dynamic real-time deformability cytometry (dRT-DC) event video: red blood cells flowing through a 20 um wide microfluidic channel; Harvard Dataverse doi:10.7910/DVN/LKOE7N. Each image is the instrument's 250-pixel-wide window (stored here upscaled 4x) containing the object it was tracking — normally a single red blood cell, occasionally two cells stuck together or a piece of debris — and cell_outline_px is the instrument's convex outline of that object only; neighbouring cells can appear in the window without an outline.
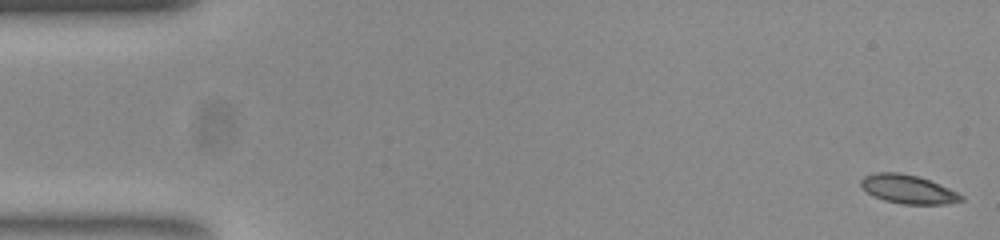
{"species": "common noctule bat (a hibernating species)", "species_latin": "Nyctalus noctula", "temperature_condition": "room temperature", "stored_images_in_passage": 53, "camera_frame_rate_fps": 3000, "um_per_image_px": 0.085, "animal": {"sex": "female", "body_mass_g": 23.0, "forearm_length_mm": 53.4}, "frame": {"image": 1, "passage_image": 1, "time_ms": 0.0, "image_size_px": [1000, 240], "cell_outline_px": [[964, 200], [948, 204], [904, 204], [884, 200], [872, 196], [860, 184], [860, 180], [864, 176], [876, 172], [900, 172], [916, 176], [940, 184], [964, 196]], "centroid_in_image_um": [77.18, 16.08], "position_along_channel_um": 7.8, "area_um2": 16.7}}
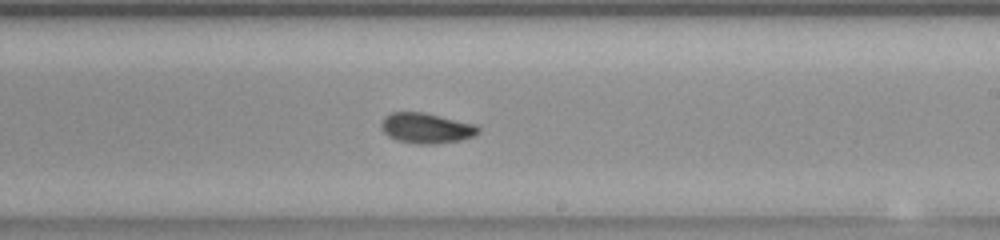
{"frame": {"image": 2, "passage_image": 31, "time_ms": 10.0, "image_size_px": [1000, 240], "cell_outline_px": [[480, 132], [472, 136], [460, 140], [432, 144], [420, 144], [396, 140], [388, 136], [380, 128], [380, 124], [384, 116], [392, 112], [424, 112], [476, 124], [480, 128]], "centroid_in_image_um": [36.22, 10.88], "position_along_channel_um": 252.8, "area_um2": 17.22}}
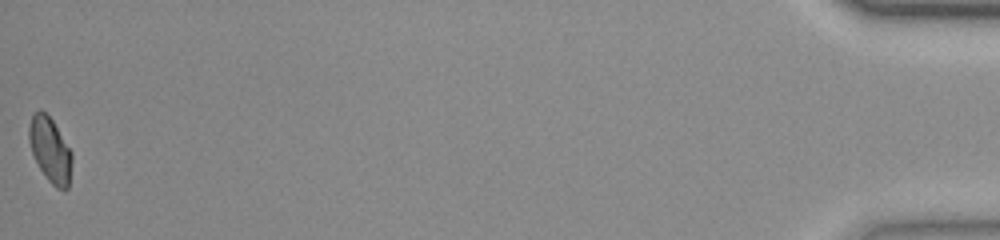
{"frame": {"image": 3, "passage_image": 53, "time_ms": 17.333, "image_size_px": [1000, 240], "cell_outline_px": [[72, 160], [68, 188], [64, 192], [56, 188], [48, 180], [40, 168], [32, 152], [28, 140], [28, 128], [32, 112], [40, 108], [52, 120], [72, 152]], "centroid_in_image_um": [4.25, 12.73], "position_along_channel_um": 430.9, "area_um2": 16.3}, "authors_computed_cell_mechanics": {"area_um2": 16.8198, "velocity_mm_per_s": 3.8368, "shape_relaxation_time_tau1_ms": 8.0539, "shape_relaxation_time_tau2_ms": 1.5057, "deformation_change_tau1": 0.1368, "deformation_change_tau2": 0.0522}}